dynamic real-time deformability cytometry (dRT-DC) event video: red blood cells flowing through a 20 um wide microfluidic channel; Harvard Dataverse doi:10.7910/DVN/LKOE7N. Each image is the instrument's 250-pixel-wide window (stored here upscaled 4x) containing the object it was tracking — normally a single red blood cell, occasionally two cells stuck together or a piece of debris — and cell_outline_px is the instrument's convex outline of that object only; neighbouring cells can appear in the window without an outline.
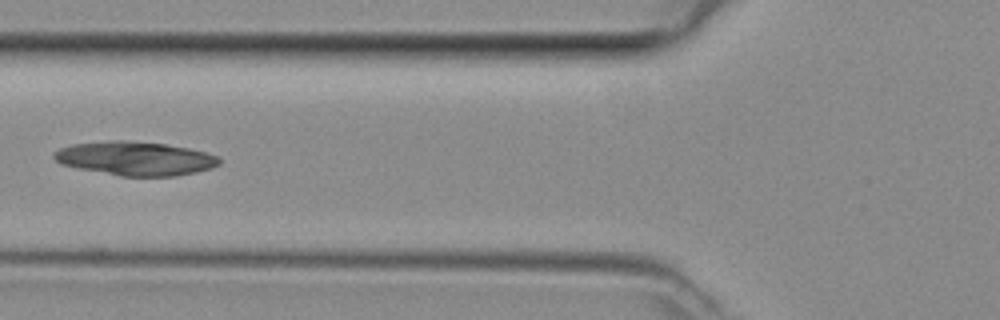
{"species": "common noctule bat (a hibernating species)", "species_latin": "Nyctalus noctula", "temperature_condition": "room temperature", "stored_images_in_passage": 7, "camera_frame_rate_fps": 3000, "um_per_image_px": 0.085, "animal": {"sex": "female", "body_mass_g": 29.2, "forearm_length_mm": 56.3}, "frame": {"image": 1, "passage_image": 7, "time_ms": 2.0, "image_size_px": [1000, 320], "cell_outline_px": [[220, 164], [212, 168], [196, 172], [176, 176], [120, 176], [60, 164], [52, 156], [60, 148], [72, 144], [112, 140], [120, 140], [164, 144], [188, 148], [204, 152], [216, 156], [220, 160]], "centroid_in_image_um": [11.5, 13.47], "position_along_channel_um": 114.3, "area_um2": 32.25}}